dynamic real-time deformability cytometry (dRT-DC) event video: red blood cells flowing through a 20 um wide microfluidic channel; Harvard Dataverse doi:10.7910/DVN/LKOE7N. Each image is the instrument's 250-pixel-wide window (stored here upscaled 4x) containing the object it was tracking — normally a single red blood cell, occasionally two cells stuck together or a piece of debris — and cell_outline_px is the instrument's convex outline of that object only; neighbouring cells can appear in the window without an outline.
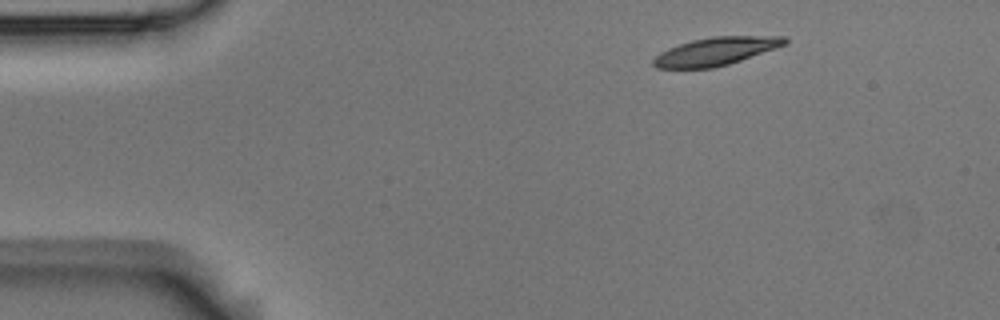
{"species": "Egyptian fruit bat (a non-hibernating species)", "species_latin": "Rousettus aegyptiacus", "temperature_condition": "room temperature", "stored_images_in_passage": 4, "camera_frame_rate_fps": 3000, "um_per_image_px": 0.085, "animal": {"sex": "male"}, "frame": {"image": 1, "passage_image": 1, "time_ms": 0.0, "image_size_px": [1000, 320], "cell_outline_px": [[788, 44], [728, 64], [712, 68], [656, 68], [652, 64], [652, 60], [660, 52], [668, 48], [692, 40], [712, 36], [784, 36], [788, 40]], "centroid_in_image_um": [60.84, 4.36], "position_along_channel_um": 24.2, "area_um2": 21.39}}
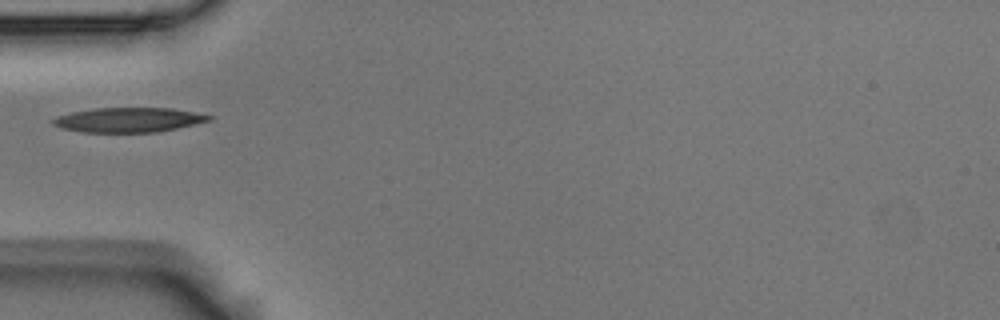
{"frame": {"image": 2, "passage_image": 3, "time_ms": 0.667, "image_size_px": [1000, 320], "cell_outline_px": [[212, 120], [176, 128], [156, 132], [84, 132], [60, 128], [52, 124], [52, 120], [56, 116], [72, 112], [92, 108], [172, 108], [212, 116]], "centroid_in_image_um": [10.88, 10.19], "position_along_channel_um": 74.1, "area_um2": 22.25}}
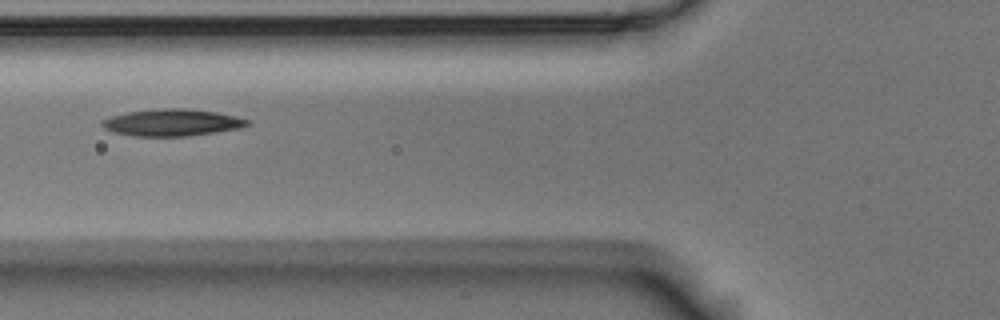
{"frame": {"image": 3, "passage_image": 4, "time_ms": 1.0, "image_size_px": [1000, 320], "cell_outline_px": [[248, 124], [240, 128], [216, 132], [188, 136], [132, 136], [112, 132], [104, 128], [100, 124], [104, 120], [112, 116], [128, 112], [156, 108], [184, 108], [216, 112], [236, 116], [248, 120]], "centroid_in_image_um": [14.6, 10.42], "position_along_channel_um": 111.2, "area_um2": 22.72}}